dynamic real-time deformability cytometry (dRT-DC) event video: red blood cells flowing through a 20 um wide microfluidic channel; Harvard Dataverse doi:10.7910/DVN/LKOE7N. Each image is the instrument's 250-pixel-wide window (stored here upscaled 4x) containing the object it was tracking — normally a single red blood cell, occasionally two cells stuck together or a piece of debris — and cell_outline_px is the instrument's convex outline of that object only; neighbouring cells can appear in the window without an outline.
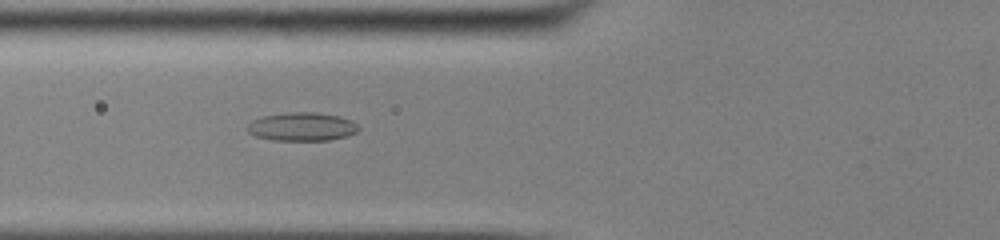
{"species": "common noctule bat (a hibernating species)", "species_latin": "Nyctalus noctula", "temperature_condition": "cold", "stored_images_in_passage": 54, "camera_frame_rate_fps": 3000, "um_per_image_px": 0.085, "animal": {"sex": "male", "body_mass_g": 13.0, "forearm_length_mm": 53.1}, "frame": {"image": 1, "passage_image": 22, "time_ms": 7.0, "image_size_px": [1000, 240], "cell_outline_px": [[360, 128], [356, 132], [348, 136], [328, 140], [272, 140], [256, 136], [248, 132], [248, 124], [252, 120], [260, 116], [288, 112], [316, 112], [340, 116], [352, 120]], "centroid_in_image_um": [25.67, 10.76], "position_along_channel_um": 100.1, "area_um2": 18.55}}
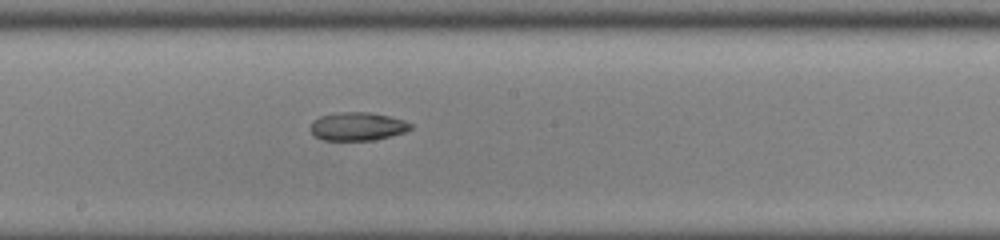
{"frame": {"image": 2, "passage_image": 31, "time_ms": 10.0, "image_size_px": [1000, 240], "cell_outline_px": [[412, 128], [404, 132], [372, 140], [324, 140], [316, 136], [312, 132], [312, 120], [320, 116], [336, 112], [368, 112], [388, 116], [404, 120], [412, 124]], "centroid_in_image_um": [30.38, 10.73], "position_along_channel_um": 217.8, "area_um2": 16.3}}
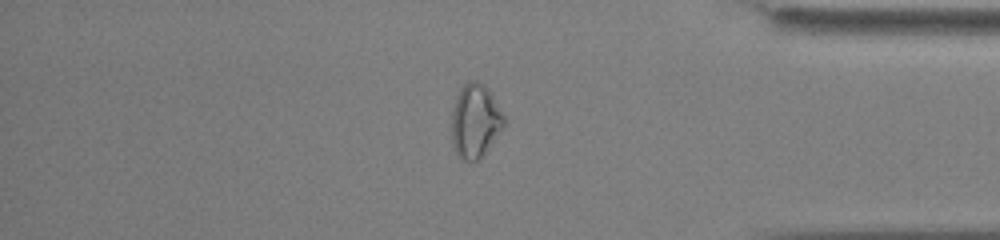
{"frame": {"image": 3, "passage_image": 46, "time_ms": 15.0, "image_size_px": [1000, 240], "cell_outline_px": [[508, 120], [504, 128], [484, 152], [476, 160], [464, 160], [456, 152], [452, 144], [452, 112], [456, 96], [460, 88], [468, 80], [476, 80], [484, 84]], "centroid_in_image_um": [40.41, 10.24], "position_along_channel_um": 394.8, "area_um2": 22.43}, "authors_computed_cell_mechanics": {"area_um2": 20.1433, "velocity_mm_per_s": 3.9103, "shape_relaxation_time_tau1_ms": null, "shape_relaxation_time_tau2_ms": 4.9612, "deformation_change_tau1": null, "deformation_change_tau2": 0.1202}}